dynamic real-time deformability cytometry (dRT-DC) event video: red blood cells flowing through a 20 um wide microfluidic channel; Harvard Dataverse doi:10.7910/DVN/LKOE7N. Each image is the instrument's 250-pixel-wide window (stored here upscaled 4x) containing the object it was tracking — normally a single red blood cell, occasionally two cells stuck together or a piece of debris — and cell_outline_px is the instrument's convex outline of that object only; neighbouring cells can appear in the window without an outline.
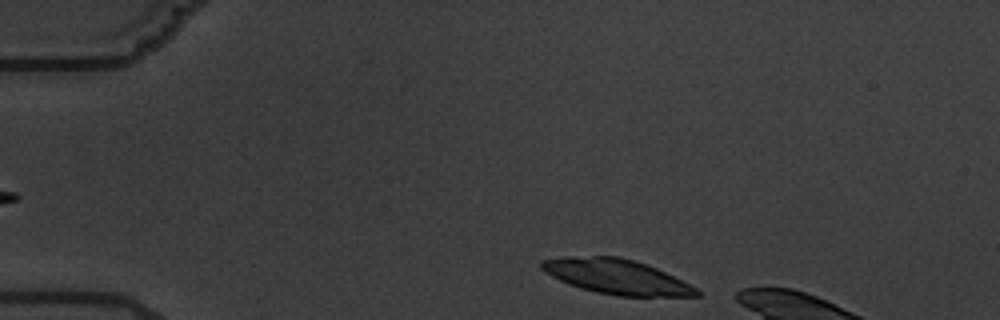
{"species": "common noctule bat (a hibernating species)", "species_latin": "Nyctalus noctula", "temperature_condition": "warm", "stored_images_in_passage": 7, "segment_of_instrument_passage": [2, 2], "camera_frame_rate_fps": 3000, "um_per_image_px": 0.085, "animal": {"sex": "male", "body_mass_g": 19.5, "forearm_length_mm": 54.6}, "frame": {"image": 1, "passage_image": 7, "time_ms": 7.0, "image_size_px": [1000, 320], "cell_outline_px": [[700, 296], [620, 296], [596, 292], [580, 288], [568, 284], [544, 272], [540, 268], [540, 260], [564, 256], [620, 256], [636, 260], [656, 268], [696, 288], [700, 292]], "centroid_in_image_um": [52.35, 23.5], "position_along_channel_um": 32.7, "area_um2": 31.39}}